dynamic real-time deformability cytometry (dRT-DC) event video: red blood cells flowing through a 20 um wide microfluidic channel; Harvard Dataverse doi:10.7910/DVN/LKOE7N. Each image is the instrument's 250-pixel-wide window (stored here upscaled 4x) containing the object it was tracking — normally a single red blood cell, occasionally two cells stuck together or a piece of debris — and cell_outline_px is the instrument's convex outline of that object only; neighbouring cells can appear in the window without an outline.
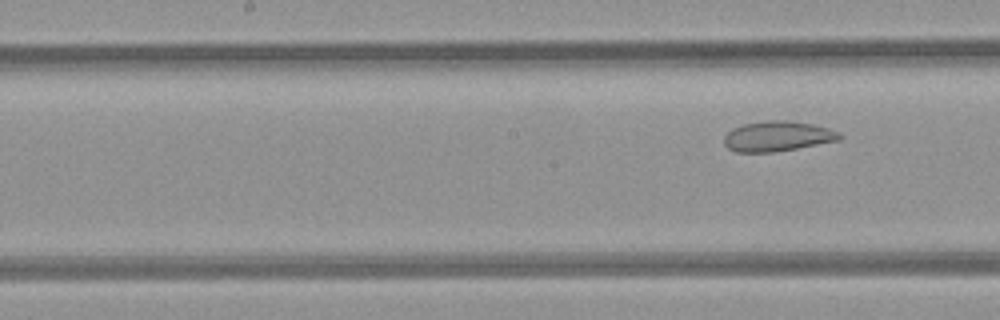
{"species": "common noctule bat (a hibernating species)", "species_latin": "Nyctalus noctula", "temperature_condition": "room temperature", "stored_images_in_passage": 8, "segment_of_instrument_passage": [2, 2], "camera_frame_rate_fps": 3000, "um_per_image_px": 0.085, "animal": {"sex": "female", "body_mass_g": 21.9}, "frame": {"image": 1, "passage_image": 8, "time_ms": 9.0, "image_size_px": [1000, 320], "cell_outline_px": [[844, 136], [840, 140], [796, 148], [772, 152], [736, 152], [728, 148], [724, 144], [724, 136], [732, 128], [744, 124], [768, 120], [788, 120], [812, 124], [828, 128]], "centroid_in_image_um": [66.07, 11.58], "position_along_channel_um": 182.1, "area_um2": 20.17}}